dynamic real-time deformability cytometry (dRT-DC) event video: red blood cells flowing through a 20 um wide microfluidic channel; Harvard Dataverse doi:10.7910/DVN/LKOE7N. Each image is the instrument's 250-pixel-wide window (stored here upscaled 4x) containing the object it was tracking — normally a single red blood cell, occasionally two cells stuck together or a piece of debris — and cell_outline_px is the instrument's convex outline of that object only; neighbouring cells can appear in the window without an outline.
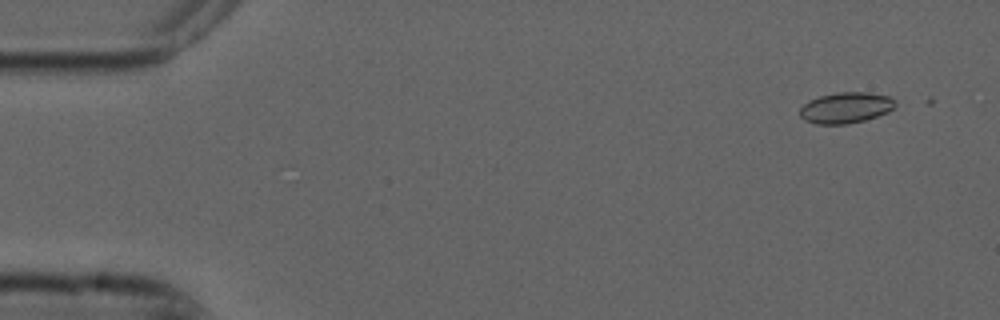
{"species": "common noctule bat (a hibernating species)", "species_latin": "Nyctalus noctula", "temperature_condition": "cold", "stored_images_in_passage": 5, "camera_frame_rate_fps": 3000, "um_per_image_px": 0.085, "animal": {"sex": "male", "forearm_length_mm": 52.5}, "frame": {"image": 1, "passage_image": 2, "time_ms": 0.333, "image_size_px": [1000, 320], "cell_outline_px": [[896, 104], [888, 112], [864, 120], [848, 124], [816, 124], [804, 120], [800, 116], [800, 108], [808, 100], [820, 96], [836, 92], [868, 92], [888, 96], [896, 100]], "centroid_in_image_um": [71.88, 9.15], "position_along_channel_um": 13.1, "area_um2": 17.22}}